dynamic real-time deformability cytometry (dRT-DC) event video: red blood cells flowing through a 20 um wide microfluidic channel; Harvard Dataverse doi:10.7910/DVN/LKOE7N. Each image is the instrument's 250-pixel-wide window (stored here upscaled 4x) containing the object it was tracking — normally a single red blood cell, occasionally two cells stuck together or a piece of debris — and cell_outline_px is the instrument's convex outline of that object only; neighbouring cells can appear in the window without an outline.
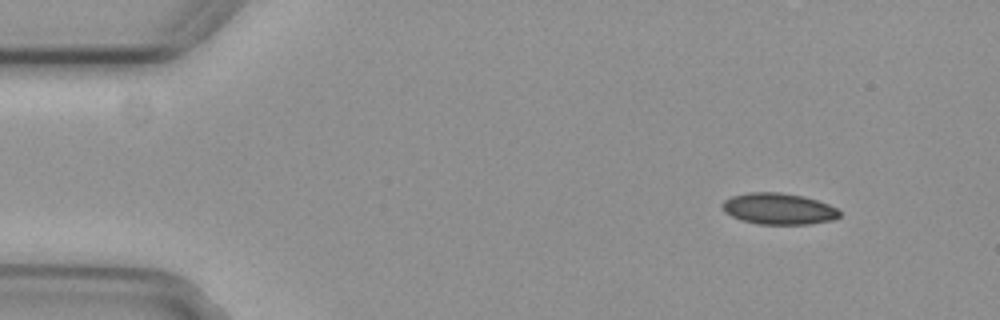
{"species": "common noctule bat (a hibernating species)", "species_latin": "Nyctalus noctula", "temperature_condition": "cold", "stored_images_in_passage": 7, "camera_frame_rate_fps": 3000, "um_per_image_px": 0.085, "animal": {"sex": "female", "body_mass_g": 29.2, "forearm_length_mm": 56.3}, "frame": {"image": 1, "passage_image": 2, "time_ms": 0.333, "image_size_px": [1000, 320], "cell_outline_px": [[840, 216], [832, 220], [808, 224], [756, 224], [732, 216], [724, 212], [720, 204], [724, 200], [732, 196], [748, 192], [780, 192], [804, 196], [828, 204], [836, 208], [840, 212]], "centroid_in_image_um": [66.16, 17.74], "position_along_channel_um": 18.8, "area_um2": 21.39}}
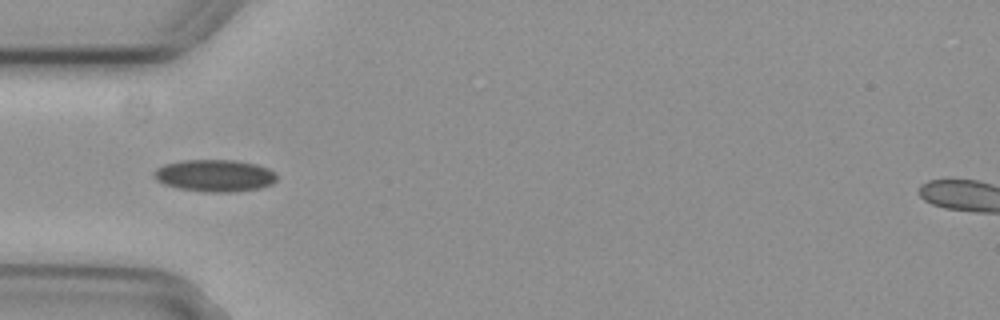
{"frame": {"image": 2, "passage_image": 5, "time_ms": 1.333, "image_size_px": [1000, 320], "cell_outline_px": [[276, 180], [272, 184], [260, 188], [232, 192], [204, 192], [176, 188], [164, 184], [156, 180], [152, 176], [152, 172], [156, 168], [164, 164], [184, 160], [232, 160], [256, 164], [268, 168], [276, 176]], "centroid_in_image_um": [18.2, 14.93], "position_along_channel_um": 66.8, "area_um2": 23.06}}
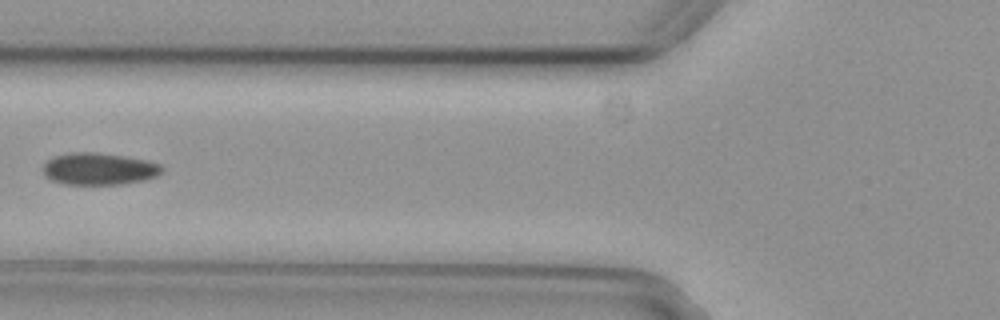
{"frame": {"image": 3, "passage_image": 6, "time_ms": 1.667, "image_size_px": [1000, 320], "cell_outline_px": [[164, 172], [156, 176], [144, 180], [120, 184], [64, 184], [52, 180], [44, 176], [40, 168], [48, 160], [56, 156], [72, 152], [92, 152], [148, 160], [160, 164], [164, 168]], "centroid_in_image_um": [8.4, 14.36], "position_along_channel_um": 117.4, "area_um2": 22.2}}